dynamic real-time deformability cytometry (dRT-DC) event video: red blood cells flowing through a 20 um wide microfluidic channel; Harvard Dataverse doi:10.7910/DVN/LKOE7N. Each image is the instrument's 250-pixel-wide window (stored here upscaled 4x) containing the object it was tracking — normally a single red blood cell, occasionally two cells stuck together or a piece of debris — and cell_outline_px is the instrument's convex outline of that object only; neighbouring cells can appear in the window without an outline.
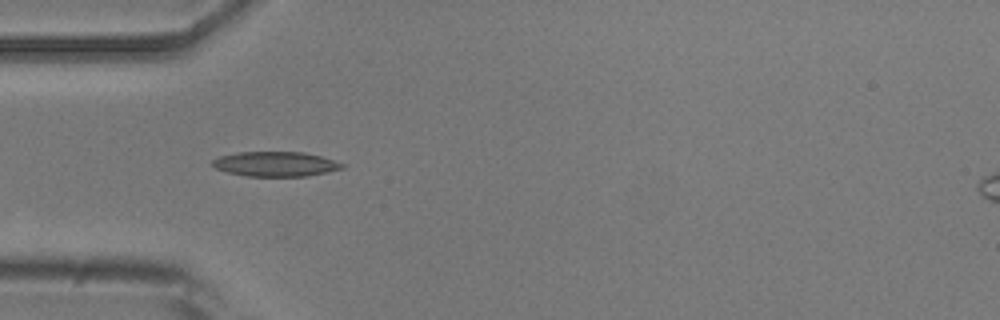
{"species": "common noctule bat (a hibernating species)", "species_latin": "Nyctalus noctula", "temperature_condition": "room temperature", "stored_images_in_passage": 9, "camera_frame_rate_fps": 3000, "um_per_image_px": 0.085, "animal": {"sex": "male", "body_mass_g": 20.5, "forearm_length_mm": 52.5}, "frame": {"image": 1, "passage_image": 6, "time_ms": 6.667, "image_size_px": [1000, 320], "cell_outline_px": [[344, 168], [308, 176], [248, 176], [228, 172], [216, 168], [212, 164], [212, 160], [220, 156], [240, 152], [304, 152], [320, 156], [344, 164]], "centroid_in_image_um": [23.42, 13.94], "position_along_channel_um": 61.6, "area_um2": 18.5}}
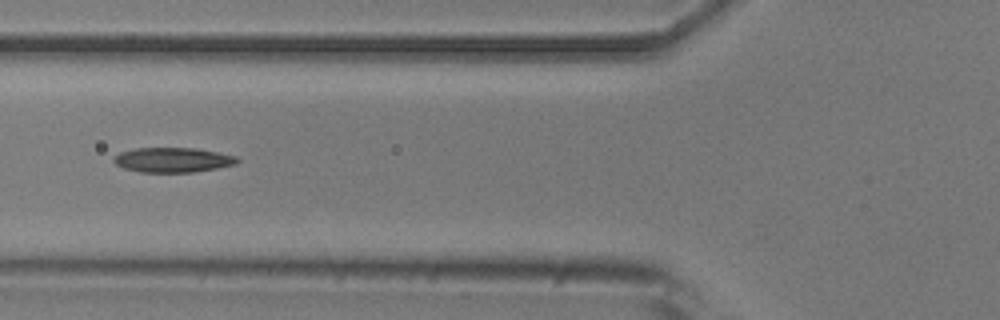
{"frame": {"image": 2, "passage_image": 7, "time_ms": 8.0, "image_size_px": [1000, 320], "cell_outline_px": [[240, 160], [236, 164], [216, 168], [192, 172], [140, 172], [124, 168], [116, 164], [112, 160], [120, 152], [136, 148], [196, 148], [236, 156]], "centroid_in_image_um": [14.69, 13.59], "position_along_channel_um": 111.1, "area_um2": 17.69}}
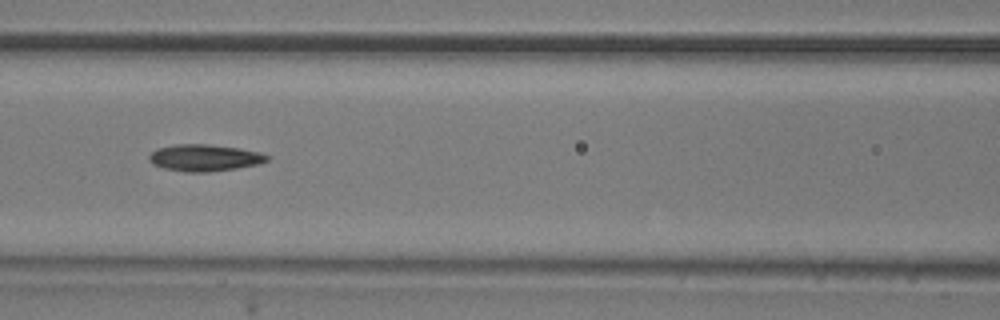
{"frame": {"image": 3, "passage_image": 8, "time_ms": 9.0, "image_size_px": [1000, 320], "cell_outline_px": [[268, 160], [256, 164], [236, 168], [208, 172], [184, 172], [164, 168], [152, 164], [148, 160], [148, 156], [156, 148], [176, 144], [208, 144], [240, 148], [260, 152], [268, 156]], "centroid_in_image_um": [17.33, 13.4], "position_along_channel_um": 149.3, "area_um2": 18.38}}